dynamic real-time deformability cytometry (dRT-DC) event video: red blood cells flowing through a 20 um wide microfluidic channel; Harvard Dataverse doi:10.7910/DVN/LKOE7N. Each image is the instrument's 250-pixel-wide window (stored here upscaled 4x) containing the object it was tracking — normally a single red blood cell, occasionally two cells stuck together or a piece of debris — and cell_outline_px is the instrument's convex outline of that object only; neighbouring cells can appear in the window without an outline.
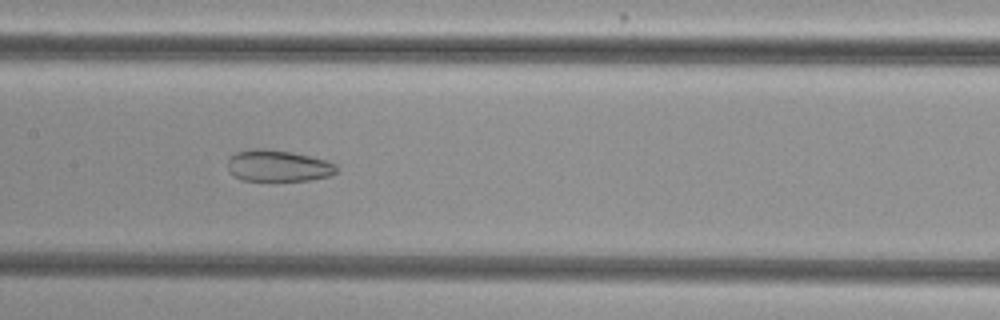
{"species": "common noctule bat (a hibernating species)", "species_latin": "Nyctalus noctula", "temperature_condition": "cold", "stored_images_in_passage": 49, "camera_frame_rate_fps": 3000, "um_per_image_px": 0.085, "animal": {"sex": "female", "body_mass_g": 29.2, "forearm_length_mm": 56.3}, "frame": {"image": 1, "passage_image": 23, "time_ms": 7.333, "image_size_px": [1000, 320], "cell_outline_px": [[336, 172], [332, 176], [308, 180], [240, 180], [228, 172], [228, 160], [236, 152], [252, 148], [268, 148], [292, 152], [328, 160], [336, 164]], "centroid_in_image_um": [23.64, 14.08], "position_along_channel_um": 183.8, "area_um2": 20.17}}
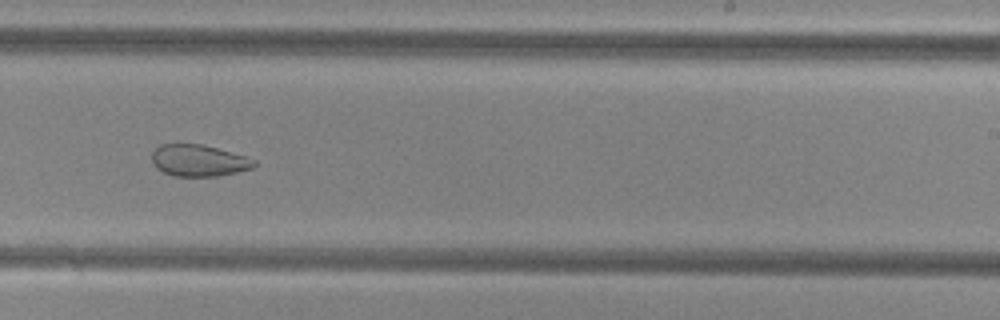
{"frame": {"image": 2, "passage_image": 30, "time_ms": 9.667, "image_size_px": [1000, 320], "cell_outline_px": [[256, 164], [252, 168], [236, 172], [216, 176], [172, 176], [156, 168], [152, 160], [152, 152], [160, 144], [204, 144], [244, 156], [256, 160]], "centroid_in_image_um": [16.87, 13.64], "position_along_channel_um": 272.1, "area_um2": 18.79}}
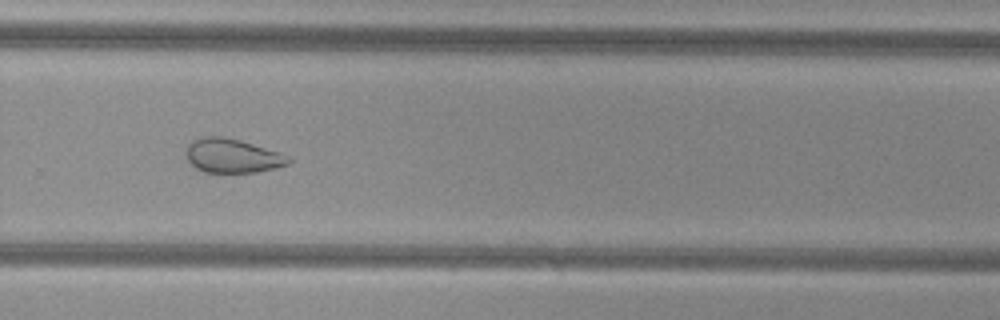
{"frame": {"image": 3, "passage_image": 33, "time_ms": 10.667, "image_size_px": [1000, 320], "cell_outline_px": [[292, 160], [288, 164], [256, 172], [204, 172], [196, 168], [184, 156], [184, 152], [188, 144], [192, 140], [204, 136], [224, 136], [240, 140], [280, 152]], "centroid_in_image_um": [19.69, 13.22], "position_along_channel_um": 310.1, "area_um2": 20.35}, "authors_computed_cell_mechanics": {"area_um2": 26.2412, "velocity_mm_per_s": 3.8029, "shape_relaxation_time_tau1_ms": null, "shape_relaxation_time_tau2_ms": 2.346, "deformation_change_tau1": null, "deformation_change_tau2": 0.09}}